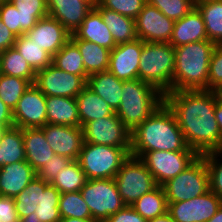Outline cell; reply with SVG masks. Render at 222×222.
I'll use <instances>...</instances> for the list:
<instances>
[{"instance_id":"obj_34","label":"cell","mask_w":222,"mask_h":222,"mask_svg":"<svg viewBox=\"0 0 222 222\" xmlns=\"http://www.w3.org/2000/svg\"><path fill=\"white\" fill-rule=\"evenodd\" d=\"M20 17V36L30 31L39 19L49 16L47 3L44 0H9Z\"/></svg>"},{"instance_id":"obj_41","label":"cell","mask_w":222,"mask_h":222,"mask_svg":"<svg viewBox=\"0 0 222 222\" xmlns=\"http://www.w3.org/2000/svg\"><path fill=\"white\" fill-rule=\"evenodd\" d=\"M208 168L209 190L222 199V151L202 154Z\"/></svg>"},{"instance_id":"obj_8","label":"cell","mask_w":222,"mask_h":222,"mask_svg":"<svg viewBox=\"0 0 222 222\" xmlns=\"http://www.w3.org/2000/svg\"><path fill=\"white\" fill-rule=\"evenodd\" d=\"M80 193L96 222H104L125 206L114 178L88 179Z\"/></svg>"},{"instance_id":"obj_24","label":"cell","mask_w":222,"mask_h":222,"mask_svg":"<svg viewBox=\"0 0 222 222\" xmlns=\"http://www.w3.org/2000/svg\"><path fill=\"white\" fill-rule=\"evenodd\" d=\"M86 85L116 112L121 103L123 80L103 71L89 75Z\"/></svg>"},{"instance_id":"obj_11","label":"cell","mask_w":222,"mask_h":222,"mask_svg":"<svg viewBox=\"0 0 222 222\" xmlns=\"http://www.w3.org/2000/svg\"><path fill=\"white\" fill-rule=\"evenodd\" d=\"M84 142L120 148H131V131L114 113L86 123L83 127Z\"/></svg>"},{"instance_id":"obj_47","label":"cell","mask_w":222,"mask_h":222,"mask_svg":"<svg viewBox=\"0 0 222 222\" xmlns=\"http://www.w3.org/2000/svg\"><path fill=\"white\" fill-rule=\"evenodd\" d=\"M14 198L0 196V222H19Z\"/></svg>"},{"instance_id":"obj_48","label":"cell","mask_w":222,"mask_h":222,"mask_svg":"<svg viewBox=\"0 0 222 222\" xmlns=\"http://www.w3.org/2000/svg\"><path fill=\"white\" fill-rule=\"evenodd\" d=\"M104 222H147L132 206L125 205L120 211L109 216Z\"/></svg>"},{"instance_id":"obj_56","label":"cell","mask_w":222,"mask_h":222,"mask_svg":"<svg viewBox=\"0 0 222 222\" xmlns=\"http://www.w3.org/2000/svg\"><path fill=\"white\" fill-rule=\"evenodd\" d=\"M214 92L216 94L218 102L222 104V86L215 89Z\"/></svg>"},{"instance_id":"obj_1","label":"cell","mask_w":222,"mask_h":222,"mask_svg":"<svg viewBox=\"0 0 222 222\" xmlns=\"http://www.w3.org/2000/svg\"><path fill=\"white\" fill-rule=\"evenodd\" d=\"M217 97L210 90H177L164 94L187 146L198 155L222 151V134L215 117Z\"/></svg>"},{"instance_id":"obj_2","label":"cell","mask_w":222,"mask_h":222,"mask_svg":"<svg viewBox=\"0 0 222 222\" xmlns=\"http://www.w3.org/2000/svg\"><path fill=\"white\" fill-rule=\"evenodd\" d=\"M155 150L194 151L187 146L176 117L165 102L131 132L130 156L140 159Z\"/></svg>"},{"instance_id":"obj_30","label":"cell","mask_w":222,"mask_h":222,"mask_svg":"<svg viewBox=\"0 0 222 222\" xmlns=\"http://www.w3.org/2000/svg\"><path fill=\"white\" fill-rule=\"evenodd\" d=\"M195 7L203 17L208 40L222 44V0L205 1Z\"/></svg>"},{"instance_id":"obj_52","label":"cell","mask_w":222,"mask_h":222,"mask_svg":"<svg viewBox=\"0 0 222 222\" xmlns=\"http://www.w3.org/2000/svg\"><path fill=\"white\" fill-rule=\"evenodd\" d=\"M147 222H175L172 217L167 213L157 216L153 219L148 220Z\"/></svg>"},{"instance_id":"obj_5","label":"cell","mask_w":222,"mask_h":222,"mask_svg":"<svg viewBox=\"0 0 222 222\" xmlns=\"http://www.w3.org/2000/svg\"><path fill=\"white\" fill-rule=\"evenodd\" d=\"M175 51L169 43L144 42L139 63V79L163 94L173 91Z\"/></svg>"},{"instance_id":"obj_18","label":"cell","mask_w":222,"mask_h":222,"mask_svg":"<svg viewBox=\"0 0 222 222\" xmlns=\"http://www.w3.org/2000/svg\"><path fill=\"white\" fill-rule=\"evenodd\" d=\"M26 35L52 57L71 38V33L58 20L50 16L39 19Z\"/></svg>"},{"instance_id":"obj_58","label":"cell","mask_w":222,"mask_h":222,"mask_svg":"<svg viewBox=\"0 0 222 222\" xmlns=\"http://www.w3.org/2000/svg\"><path fill=\"white\" fill-rule=\"evenodd\" d=\"M194 5L198 4V3H202V2H205V1H209V0H192Z\"/></svg>"},{"instance_id":"obj_29","label":"cell","mask_w":222,"mask_h":222,"mask_svg":"<svg viewBox=\"0 0 222 222\" xmlns=\"http://www.w3.org/2000/svg\"><path fill=\"white\" fill-rule=\"evenodd\" d=\"M23 160H25L23 129L15 126L5 129L0 138V168Z\"/></svg>"},{"instance_id":"obj_45","label":"cell","mask_w":222,"mask_h":222,"mask_svg":"<svg viewBox=\"0 0 222 222\" xmlns=\"http://www.w3.org/2000/svg\"><path fill=\"white\" fill-rule=\"evenodd\" d=\"M72 160L68 157L54 154L48 162H46L40 170H38L37 177L51 183L52 180L56 177L58 172L65 168Z\"/></svg>"},{"instance_id":"obj_22","label":"cell","mask_w":222,"mask_h":222,"mask_svg":"<svg viewBox=\"0 0 222 222\" xmlns=\"http://www.w3.org/2000/svg\"><path fill=\"white\" fill-rule=\"evenodd\" d=\"M70 40H87L112 51L117 45L101 14L93 8L80 27L71 34Z\"/></svg>"},{"instance_id":"obj_33","label":"cell","mask_w":222,"mask_h":222,"mask_svg":"<svg viewBox=\"0 0 222 222\" xmlns=\"http://www.w3.org/2000/svg\"><path fill=\"white\" fill-rule=\"evenodd\" d=\"M52 64L62 71L81 76L85 81L88 79L82 55L71 40L52 57Z\"/></svg>"},{"instance_id":"obj_43","label":"cell","mask_w":222,"mask_h":222,"mask_svg":"<svg viewBox=\"0 0 222 222\" xmlns=\"http://www.w3.org/2000/svg\"><path fill=\"white\" fill-rule=\"evenodd\" d=\"M103 7L121 15L136 19L147 0H98Z\"/></svg>"},{"instance_id":"obj_39","label":"cell","mask_w":222,"mask_h":222,"mask_svg":"<svg viewBox=\"0 0 222 222\" xmlns=\"http://www.w3.org/2000/svg\"><path fill=\"white\" fill-rule=\"evenodd\" d=\"M30 86L26 79L0 73V99L11 111Z\"/></svg>"},{"instance_id":"obj_17","label":"cell","mask_w":222,"mask_h":222,"mask_svg":"<svg viewBox=\"0 0 222 222\" xmlns=\"http://www.w3.org/2000/svg\"><path fill=\"white\" fill-rule=\"evenodd\" d=\"M41 129L55 154L78 159L84 143L82 127L46 124Z\"/></svg>"},{"instance_id":"obj_51","label":"cell","mask_w":222,"mask_h":222,"mask_svg":"<svg viewBox=\"0 0 222 222\" xmlns=\"http://www.w3.org/2000/svg\"><path fill=\"white\" fill-rule=\"evenodd\" d=\"M215 117L218 123V127L220 129V132L222 134V104L219 103L218 101L216 102V107H215Z\"/></svg>"},{"instance_id":"obj_16","label":"cell","mask_w":222,"mask_h":222,"mask_svg":"<svg viewBox=\"0 0 222 222\" xmlns=\"http://www.w3.org/2000/svg\"><path fill=\"white\" fill-rule=\"evenodd\" d=\"M144 42L136 39L117 45L110 53L108 71L117 79H139V63Z\"/></svg>"},{"instance_id":"obj_46","label":"cell","mask_w":222,"mask_h":222,"mask_svg":"<svg viewBox=\"0 0 222 222\" xmlns=\"http://www.w3.org/2000/svg\"><path fill=\"white\" fill-rule=\"evenodd\" d=\"M0 19L14 35L20 36L19 10L10 1L0 3Z\"/></svg>"},{"instance_id":"obj_28","label":"cell","mask_w":222,"mask_h":222,"mask_svg":"<svg viewBox=\"0 0 222 222\" xmlns=\"http://www.w3.org/2000/svg\"><path fill=\"white\" fill-rule=\"evenodd\" d=\"M82 55L85 71L88 75L108 71L111 51L87 40H71Z\"/></svg>"},{"instance_id":"obj_53","label":"cell","mask_w":222,"mask_h":222,"mask_svg":"<svg viewBox=\"0 0 222 222\" xmlns=\"http://www.w3.org/2000/svg\"><path fill=\"white\" fill-rule=\"evenodd\" d=\"M207 222H222V206Z\"/></svg>"},{"instance_id":"obj_4","label":"cell","mask_w":222,"mask_h":222,"mask_svg":"<svg viewBox=\"0 0 222 222\" xmlns=\"http://www.w3.org/2000/svg\"><path fill=\"white\" fill-rule=\"evenodd\" d=\"M164 103V94L140 79L123 81L121 103L115 114L132 132Z\"/></svg>"},{"instance_id":"obj_59","label":"cell","mask_w":222,"mask_h":222,"mask_svg":"<svg viewBox=\"0 0 222 222\" xmlns=\"http://www.w3.org/2000/svg\"><path fill=\"white\" fill-rule=\"evenodd\" d=\"M10 128V127H1L0 126V138L2 136V133L5 131V129Z\"/></svg>"},{"instance_id":"obj_35","label":"cell","mask_w":222,"mask_h":222,"mask_svg":"<svg viewBox=\"0 0 222 222\" xmlns=\"http://www.w3.org/2000/svg\"><path fill=\"white\" fill-rule=\"evenodd\" d=\"M14 47L35 72L46 68L52 63V56L44 49H41L26 34L16 38Z\"/></svg>"},{"instance_id":"obj_54","label":"cell","mask_w":222,"mask_h":222,"mask_svg":"<svg viewBox=\"0 0 222 222\" xmlns=\"http://www.w3.org/2000/svg\"><path fill=\"white\" fill-rule=\"evenodd\" d=\"M60 222H96L93 219L61 218Z\"/></svg>"},{"instance_id":"obj_26","label":"cell","mask_w":222,"mask_h":222,"mask_svg":"<svg viewBox=\"0 0 222 222\" xmlns=\"http://www.w3.org/2000/svg\"><path fill=\"white\" fill-rule=\"evenodd\" d=\"M80 127L99 118L111 116L114 110L86 85L76 97Z\"/></svg>"},{"instance_id":"obj_42","label":"cell","mask_w":222,"mask_h":222,"mask_svg":"<svg viewBox=\"0 0 222 222\" xmlns=\"http://www.w3.org/2000/svg\"><path fill=\"white\" fill-rule=\"evenodd\" d=\"M174 22L186 16L195 6L192 0H147Z\"/></svg>"},{"instance_id":"obj_25","label":"cell","mask_w":222,"mask_h":222,"mask_svg":"<svg viewBox=\"0 0 222 222\" xmlns=\"http://www.w3.org/2000/svg\"><path fill=\"white\" fill-rule=\"evenodd\" d=\"M47 124L80 127L76 98L46 96Z\"/></svg>"},{"instance_id":"obj_13","label":"cell","mask_w":222,"mask_h":222,"mask_svg":"<svg viewBox=\"0 0 222 222\" xmlns=\"http://www.w3.org/2000/svg\"><path fill=\"white\" fill-rule=\"evenodd\" d=\"M222 206L211 190L205 194L181 202L168 203V214L175 222H207Z\"/></svg>"},{"instance_id":"obj_15","label":"cell","mask_w":222,"mask_h":222,"mask_svg":"<svg viewBox=\"0 0 222 222\" xmlns=\"http://www.w3.org/2000/svg\"><path fill=\"white\" fill-rule=\"evenodd\" d=\"M136 35L143 42L169 43L174 21L159 9L146 3L135 19Z\"/></svg>"},{"instance_id":"obj_31","label":"cell","mask_w":222,"mask_h":222,"mask_svg":"<svg viewBox=\"0 0 222 222\" xmlns=\"http://www.w3.org/2000/svg\"><path fill=\"white\" fill-rule=\"evenodd\" d=\"M0 73L26 79L31 84H34L36 78V72L15 47L0 53Z\"/></svg>"},{"instance_id":"obj_19","label":"cell","mask_w":222,"mask_h":222,"mask_svg":"<svg viewBox=\"0 0 222 222\" xmlns=\"http://www.w3.org/2000/svg\"><path fill=\"white\" fill-rule=\"evenodd\" d=\"M37 176L26 161H18L0 168V196L15 198Z\"/></svg>"},{"instance_id":"obj_12","label":"cell","mask_w":222,"mask_h":222,"mask_svg":"<svg viewBox=\"0 0 222 222\" xmlns=\"http://www.w3.org/2000/svg\"><path fill=\"white\" fill-rule=\"evenodd\" d=\"M34 85L45 96L76 98L86 86V81L81 76L62 71L51 63L36 72Z\"/></svg>"},{"instance_id":"obj_20","label":"cell","mask_w":222,"mask_h":222,"mask_svg":"<svg viewBox=\"0 0 222 222\" xmlns=\"http://www.w3.org/2000/svg\"><path fill=\"white\" fill-rule=\"evenodd\" d=\"M49 16L58 20L71 34L82 24L92 8L81 0H48Z\"/></svg>"},{"instance_id":"obj_6","label":"cell","mask_w":222,"mask_h":222,"mask_svg":"<svg viewBox=\"0 0 222 222\" xmlns=\"http://www.w3.org/2000/svg\"><path fill=\"white\" fill-rule=\"evenodd\" d=\"M130 150L84 142L77 161L87 179H111L129 158Z\"/></svg>"},{"instance_id":"obj_32","label":"cell","mask_w":222,"mask_h":222,"mask_svg":"<svg viewBox=\"0 0 222 222\" xmlns=\"http://www.w3.org/2000/svg\"><path fill=\"white\" fill-rule=\"evenodd\" d=\"M131 206L147 221L167 213L168 203L163 187L158 185Z\"/></svg>"},{"instance_id":"obj_3","label":"cell","mask_w":222,"mask_h":222,"mask_svg":"<svg viewBox=\"0 0 222 222\" xmlns=\"http://www.w3.org/2000/svg\"><path fill=\"white\" fill-rule=\"evenodd\" d=\"M215 46L203 40L174 47L173 91L208 90L209 63Z\"/></svg>"},{"instance_id":"obj_21","label":"cell","mask_w":222,"mask_h":222,"mask_svg":"<svg viewBox=\"0 0 222 222\" xmlns=\"http://www.w3.org/2000/svg\"><path fill=\"white\" fill-rule=\"evenodd\" d=\"M208 40L205 23L199 10L194 6L183 18L174 22L169 44L174 47Z\"/></svg>"},{"instance_id":"obj_23","label":"cell","mask_w":222,"mask_h":222,"mask_svg":"<svg viewBox=\"0 0 222 222\" xmlns=\"http://www.w3.org/2000/svg\"><path fill=\"white\" fill-rule=\"evenodd\" d=\"M23 145L25 160L36 172L55 154L41 128H24Z\"/></svg>"},{"instance_id":"obj_38","label":"cell","mask_w":222,"mask_h":222,"mask_svg":"<svg viewBox=\"0 0 222 222\" xmlns=\"http://www.w3.org/2000/svg\"><path fill=\"white\" fill-rule=\"evenodd\" d=\"M59 190L49 183L44 191H41V199L38 202L34 216L40 219V222H60L59 212Z\"/></svg>"},{"instance_id":"obj_57","label":"cell","mask_w":222,"mask_h":222,"mask_svg":"<svg viewBox=\"0 0 222 222\" xmlns=\"http://www.w3.org/2000/svg\"><path fill=\"white\" fill-rule=\"evenodd\" d=\"M87 3L92 9L98 4V0H81Z\"/></svg>"},{"instance_id":"obj_37","label":"cell","mask_w":222,"mask_h":222,"mask_svg":"<svg viewBox=\"0 0 222 222\" xmlns=\"http://www.w3.org/2000/svg\"><path fill=\"white\" fill-rule=\"evenodd\" d=\"M49 184L37 176L15 198V208L19 219L34 213L41 199V191Z\"/></svg>"},{"instance_id":"obj_14","label":"cell","mask_w":222,"mask_h":222,"mask_svg":"<svg viewBox=\"0 0 222 222\" xmlns=\"http://www.w3.org/2000/svg\"><path fill=\"white\" fill-rule=\"evenodd\" d=\"M12 114L15 127L42 128L47 124L46 96L31 84L16 104Z\"/></svg>"},{"instance_id":"obj_36","label":"cell","mask_w":222,"mask_h":222,"mask_svg":"<svg viewBox=\"0 0 222 222\" xmlns=\"http://www.w3.org/2000/svg\"><path fill=\"white\" fill-rule=\"evenodd\" d=\"M87 180L78 161L72 160L65 168L58 172L51 184L62 194L80 191Z\"/></svg>"},{"instance_id":"obj_55","label":"cell","mask_w":222,"mask_h":222,"mask_svg":"<svg viewBox=\"0 0 222 222\" xmlns=\"http://www.w3.org/2000/svg\"><path fill=\"white\" fill-rule=\"evenodd\" d=\"M19 222H40V219L34 216V213L32 212L30 215L20 218Z\"/></svg>"},{"instance_id":"obj_7","label":"cell","mask_w":222,"mask_h":222,"mask_svg":"<svg viewBox=\"0 0 222 222\" xmlns=\"http://www.w3.org/2000/svg\"><path fill=\"white\" fill-rule=\"evenodd\" d=\"M167 203L181 202L209 191L208 168L199 155L183 172L162 185Z\"/></svg>"},{"instance_id":"obj_49","label":"cell","mask_w":222,"mask_h":222,"mask_svg":"<svg viewBox=\"0 0 222 222\" xmlns=\"http://www.w3.org/2000/svg\"><path fill=\"white\" fill-rule=\"evenodd\" d=\"M17 36L14 35L0 19V53L14 47Z\"/></svg>"},{"instance_id":"obj_10","label":"cell","mask_w":222,"mask_h":222,"mask_svg":"<svg viewBox=\"0 0 222 222\" xmlns=\"http://www.w3.org/2000/svg\"><path fill=\"white\" fill-rule=\"evenodd\" d=\"M199 155L195 151H149L140 160L151 172L157 185L183 172Z\"/></svg>"},{"instance_id":"obj_40","label":"cell","mask_w":222,"mask_h":222,"mask_svg":"<svg viewBox=\"0 0 222 222\" xmlns=\"http://www.w3.org/2000/svg\"><path fill=\"white\" fill-rule=\"evenodd\" d=\"M59 212L61 218L92 219L89 206L80 191L62 193L59 198Z\"/></svg>"},{"instance_id":"obj_50","label":"cell","mask_w":222,"mask_h":222,"mask_svg":"<svg viewBox=\"0 0 222 222\" xmlns=\"http://www.w3.org/2000/svg\"><path fill=\"white\" fill-rule=\"evenodd\" d=\"M0 126L13 127L14 120L12 111L0 99Z\"/></svg>"},{"instance_id":"obj_60","label":"cell","mask_w":222,"mask_h":222,"mask_svg":"<svg viewBox=\"0 0 222 222\" xmlns=\"http://www.w3.org/2000/svg\"><path fill=\"white\" fill-rule=\"evenodd\" d=\"M7 1H9V0H0V3H1V2H7Z\"/></svg>"},{"instance_id":"obj_27","label":"cell","mask_w":222,"mask_h":222,"mask_svg":"<svg viewBox=\"0 0 222 222\" xmlns=\"http://www.w3.org/2000/svg\"><path fill=\"white\" fill-rule=\"evenodd\" d=\"M95 9L101 14L104 23L108 26L116 45L137 39L135 19L103 8L99 3Z\"/></svg>"},{"instance_id":"obj_44","label":"cell","mask_w":222,"mask_h":222,"mask_svg":"<svg viewBox=\"0 0 222 222\" xmlns=\"http://www.w3.org/2000/svg\"><path fill=\"white\" fill-rule=\"evenodd\" d=\"M222 86V44H216L211 55L208 72V90Z\"/></svg>"},{"instance_id":"obj_9","label":"cell","mask_w":222,"mask_h":222,"mask_svg":"<svg viewBox=\"0 0 222 222\" xmlns=\"http://www.w3.org/2000/svg\"><path fill=\"white\" fill-rule=\"evenodd\" d=\"M114 180L124 204L129 206L158 186L145 164L133 156L122 164Z\"/></svg>"}]
</instances>
